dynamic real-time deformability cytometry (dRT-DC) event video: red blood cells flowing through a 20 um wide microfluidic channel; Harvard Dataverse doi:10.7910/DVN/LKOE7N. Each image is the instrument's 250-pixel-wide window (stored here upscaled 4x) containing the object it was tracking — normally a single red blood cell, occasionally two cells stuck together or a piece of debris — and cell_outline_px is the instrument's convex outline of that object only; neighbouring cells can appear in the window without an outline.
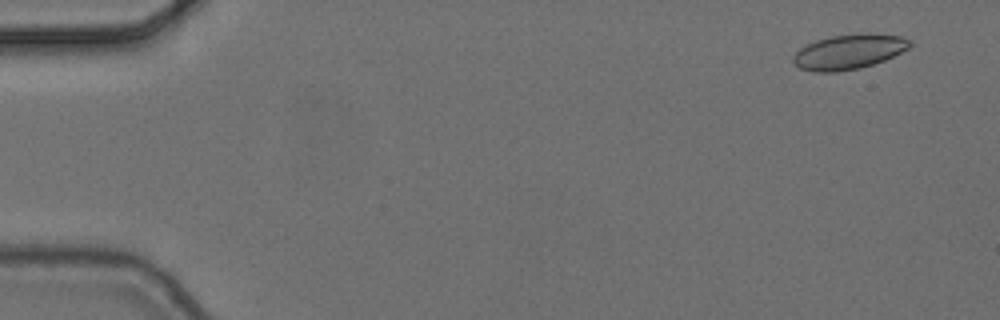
{"species": "common noctule bat (a hibernating species)", "species_latin": "Nyctalus noctula", "temperature_condition": "cold", "stored_images_in_passage": 2, "camera_frame_rate_fps": 3000, "um_per_image_px": 0.085, "animal": {"sex": "female", "body_mass_g": 24.6, "forearm_length_mm": 56.2}, "frame": {"image": 1, "passage_image": 2, "time_ms": 0.333, "image_size_px": [1000, 320], "cell_outline_px": [[912, 44], [908, 48], [884, 60], [860, 68], [836, 72], [812, 72], [800, 68], [792, 60], [792, 56], [800, 48], [816, 40], [832, 36], [860, 32], [900, 36], [908, 40]], "centroid_in_image_um": [72.12, 4.4], "position_along_channel_um": 12.9, "area_um2": 23.58}}